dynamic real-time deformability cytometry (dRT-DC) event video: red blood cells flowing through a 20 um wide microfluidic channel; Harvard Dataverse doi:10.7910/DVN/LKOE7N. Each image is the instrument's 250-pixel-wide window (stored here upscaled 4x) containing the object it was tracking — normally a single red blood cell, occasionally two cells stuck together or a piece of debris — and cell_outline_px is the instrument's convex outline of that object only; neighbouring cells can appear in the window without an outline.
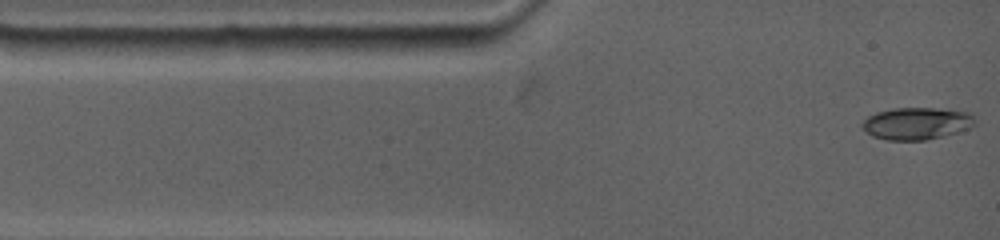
{"species": "common noctule bat (a hibernating species)", "species_latin": "Nyctalus noctula", "temperature_condition": "warm", "stored_images_in_passage": 80, "camera_frame_rate_fps": 4500, "um_per_image_px": 0.085, "animal": {"sex": "female", "body_mass_g": 19.0, "forearm_length_mm": 53.3}, "frame": {"image": 1, "passage_image": 1, "time_ms": 0.0, "image_size_px": [1000, 240], "cell_outline_px": [[976, 124], [972, 128], [944, 136], [924, 140], [888, 140], [872, 136], [860, 124], [868, 116], [876, 112], [892, 108], [936, 108], [972, 112]], "centroid_in_image_um": [77.96, 10.48], "position_along_channel_um": 7.0, "area_um2": 21.33}}
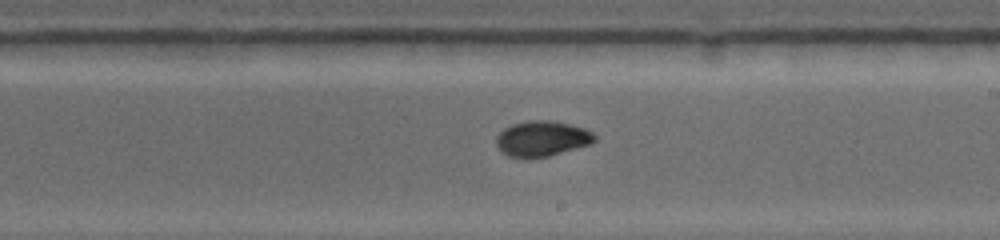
{"frame": {"image": 2, "passage_image": 35, "time_ms": 7.556, "image_size_px": [1000, 240], "cell_outline_px": [[596, 140], [592, 144], [548, 156], [532, 160], [524, 160], [508, 156], [500, 152], [496, 148], [496, 136], [504, 128], [512, 124], [532, 120], [548, 120], [568, 124], [584, 128], [592, 132], [596, 136]], "centroid_in_image_um": [46.02, 11.82], "position_along_channel_um": 243.0, "area_um2": 20.81}}
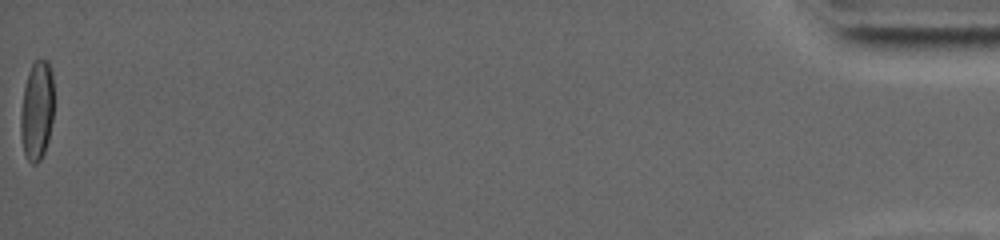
{"frame": {"image": 3, "passage_image": 80, "time_ms": 17.556, "image_size_px": [1000, 240], "cell_outline_px": [[52, 120], [48, 140], [44, 152], [40, 160], [36, 164], [32, 164], [28, 160], [24, 152], [20, 136], [20, 112], [24, 88], [28, 72], [32, 64], [36, 60], [48, 60], [52, 72]], "centroid_in_image_um": [3.11, 9.41], "position_along_channel_um": 432.1, "area_um2": 19.19}}